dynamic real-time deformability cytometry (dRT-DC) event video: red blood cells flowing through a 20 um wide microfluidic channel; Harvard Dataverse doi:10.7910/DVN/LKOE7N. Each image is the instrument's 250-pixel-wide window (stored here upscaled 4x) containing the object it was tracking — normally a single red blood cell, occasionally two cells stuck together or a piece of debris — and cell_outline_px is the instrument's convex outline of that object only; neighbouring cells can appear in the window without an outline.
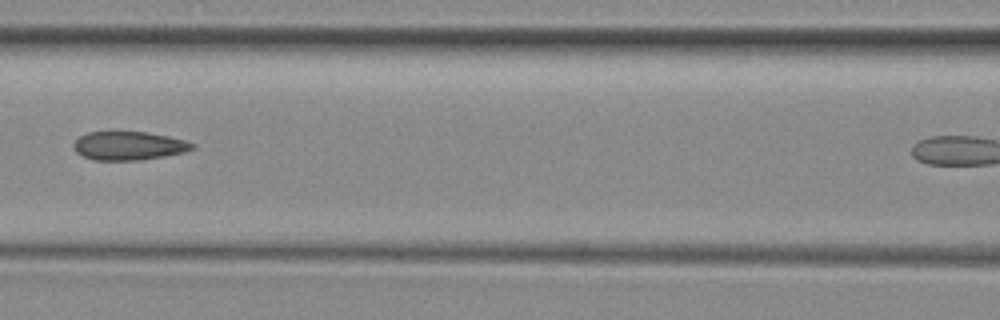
{"species": "common noctule bat (a hibernating species)", "species_latin": "Nyctalus noctula", "temperature_condition": "room temperature", "stored_images_in_passage": 4, "camera_frame_rate_fps": 3000, "um_per_image_px": 0.085, "animal": {"sex": "female", "body_mass_g": 29.2, "forearm_length_mm": 56.3}, "frame": {"image": 1, "passage_image": 4, "time_ms": 3.333, "image_size_px": [1000, 320], "cell_outline_px": [[196, 148], [184, 152], [164, 156], [140, 160], [92, 160], [76, 152], [72, 148], [72, 144], [80, 136], [88, 132], [148, 132], [168, 136], [184, 140], [196, 144]], "centroid_in_image_um": [10.94, 12.39], "position_along_channel_um": 155.7, "area_um2": 19.83}}